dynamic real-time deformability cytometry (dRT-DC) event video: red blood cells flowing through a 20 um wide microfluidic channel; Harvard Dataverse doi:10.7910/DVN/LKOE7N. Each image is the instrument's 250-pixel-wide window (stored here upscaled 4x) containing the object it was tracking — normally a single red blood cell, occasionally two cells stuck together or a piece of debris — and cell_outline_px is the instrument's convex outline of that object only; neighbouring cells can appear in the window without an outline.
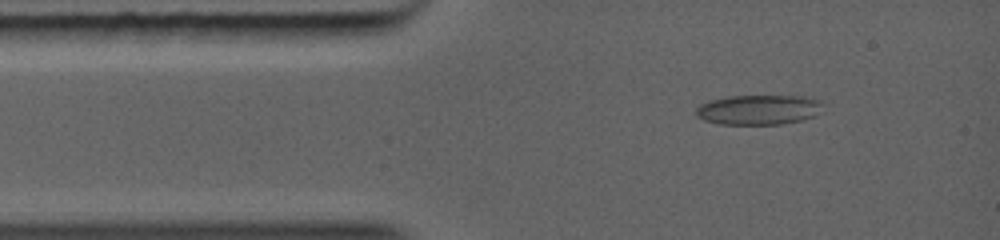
{"species": "common noctule bat (a hibernating species)", "species_latin": "Nyctalus noctula", "temperature_condition": "warm", "stored_images_in_passage": 7, "camera_frame_rate_fps": 5000, "um_per_image_px": 0.085, "animal": {"sex": "female", "body_mass_g": 19.0, "forearm_length_mm": 56.7}, "frame": {"image": 1, "passage_image": 3, "time_ms": 0.8, "image_size_px": [1000, 240], "cell_outline_px": [[824, 112], [816, 116], [804, 120], [780, 124], [720, 124], [704, 120], [696, 116], [696, 108], [700, 104], [712, 100], [732, 96], [800, 96], [820, 100], [824, 104]], "centroid_in_image_um": [64.57, 9.33], "position_along_channel_um": 20.4, "area_um2": 22.31}}
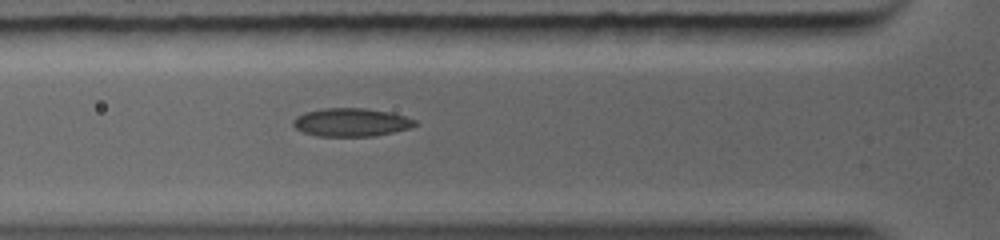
{"frame": {"image": 2, "passage_image": 6, "time_ms": 3.0, "image_size_px": [1000, 240], "cell_outline_px": [[416, 124], [408, 128], [376, 136], [316, 136], [304, 132], [296, 128], [292, 124], [292, 120], [296, 116], [304, 112], [324, 108], [364, 108], [388, 112], [404, 116], [416, 120]], "centroid_in_image_um": [29.8, 10.39], "position_along_channel_um": 96.0, "area_um2": 19.94}}
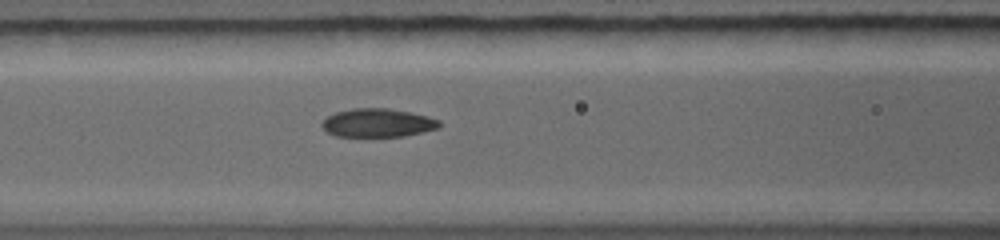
{"frame": {"image": 3, "passage_image": 7, "time_ms": 3.8, "image_size_px": [1000, 240], "cell_outline_px": [[440, 128], [424, 132], [404, 136], [336, 136], [328, 132], [320, 124], [328, 116], [336, 112], [352, 108], [388, 108], [428, 116], [440, 120]], "centroid_in_image_um": [32.13, 10.44], "position_along_channel_um": 134.5, "area_um2": 19.42}}